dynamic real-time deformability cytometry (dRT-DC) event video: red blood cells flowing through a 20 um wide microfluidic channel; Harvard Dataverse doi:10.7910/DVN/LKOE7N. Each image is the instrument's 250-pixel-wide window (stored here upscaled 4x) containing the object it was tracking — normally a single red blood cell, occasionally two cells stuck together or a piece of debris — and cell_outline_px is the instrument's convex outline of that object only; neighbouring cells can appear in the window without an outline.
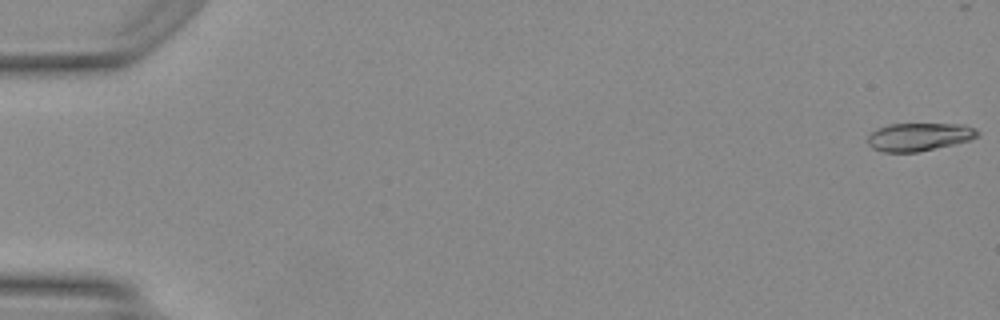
{"species": "Egyptian fruit bat (a non-hibernating species)", "species_latin": "Rousettus aegyptiacus", "temperature_condition": "warm", "stored_images_in_passage": 7, "camera_frame_rate_fps": 3000, "um_per_image_px": 0.085, "animal": {"sex": "female"}, "frame": {"image": 1, "passage_image": 1, "time_ms": 0.0, "image_size_px": [1000, 320], "cell_outline_px": [[980, 136], [968, 140], [952, 144], [916, 152], [884, 152], [872, 148], [868, 144], [868, 136], [876, 128], [888, 124], [964, 124], [976, 128], [980, 132]], "centroid_in_image_um": [78.12, 11.62], "position_along_channel_um": 6.9, "area_um2": 17.92}}